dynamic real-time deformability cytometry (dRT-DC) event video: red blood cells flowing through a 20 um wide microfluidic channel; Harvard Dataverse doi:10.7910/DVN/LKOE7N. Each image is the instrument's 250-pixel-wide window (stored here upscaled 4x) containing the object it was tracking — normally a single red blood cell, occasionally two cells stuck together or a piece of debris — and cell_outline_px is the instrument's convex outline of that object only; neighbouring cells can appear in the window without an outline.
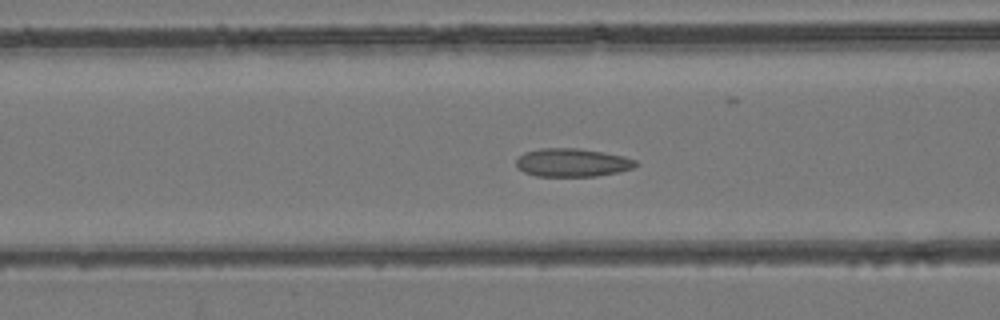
{"species": "common noctule bat (a hibernating species)", "species_latin": "Nyctalus noctula", "temperature_condition": "room temperature", "stored_images_in_passage": 34, "camera_frame_rate_fps": 3000, "um_per_image_px": 0.085, "animal": {"sex": "female", "body_mass_g": 24.6, "forearm_length_mm": 56.2}, "frame": {"image": 1, "passage_image": 3, "time_ms": 0.667, "image_size_px": [1000, 320], "cell_outline_px": [[640, 164], [632, 168], [616, 172], [596, 176], [536, 176], [524, 172], [516, 164], [516, 160], [524, 152], [540, 148], [576, 148], [624, 156], [636, 160]], "centroid_in_image_um": [48.64, 13.82], "position_along_channel_um": 118.0, "area_um2": 19.54}}
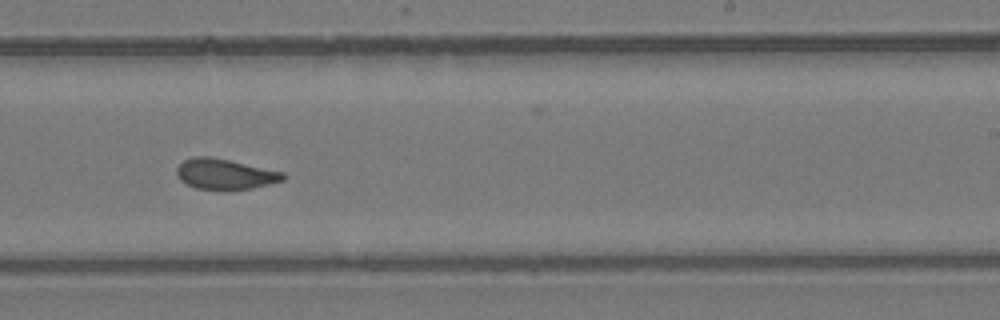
{"frame": {"image": 2, "passage_image": 14, "time_ms": 4.333, "image_size_px": [1000, 320], "cell_outline_px": [[288, 176], [284, 180], [252, 188], [196, 188], [184, 184], [180, 180], [176, 172], [176, 168], [184, 160], [196, 156], [208, 156], [228, 160], [284, 172]], "centroid_in_image_um": [19.12, 14.78], "position_along_channel_um": 269.9, "area_um2": 18.5}}
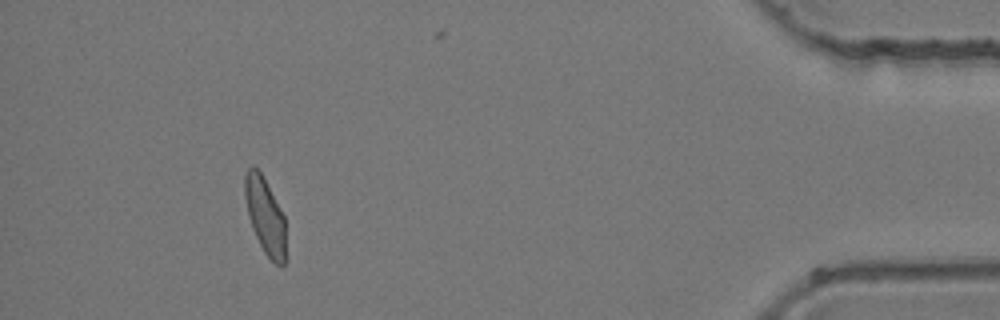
{"frame": {"image": 3, "passage_image": 29, "time_ms": 9.333, "image_size_px": [1000, 320], "cell_outline_px": [[284, 264], [280, 268], [264, 252], [252, 228], [248, 216], [244, 196], [244, 176], [248, 168], [252, 164], [260, 172], [284, 216]], "centroid_in_image_um": [22.5, 18.32], "position_along_channel_um": 412.7, "area_um2": 17.8}}